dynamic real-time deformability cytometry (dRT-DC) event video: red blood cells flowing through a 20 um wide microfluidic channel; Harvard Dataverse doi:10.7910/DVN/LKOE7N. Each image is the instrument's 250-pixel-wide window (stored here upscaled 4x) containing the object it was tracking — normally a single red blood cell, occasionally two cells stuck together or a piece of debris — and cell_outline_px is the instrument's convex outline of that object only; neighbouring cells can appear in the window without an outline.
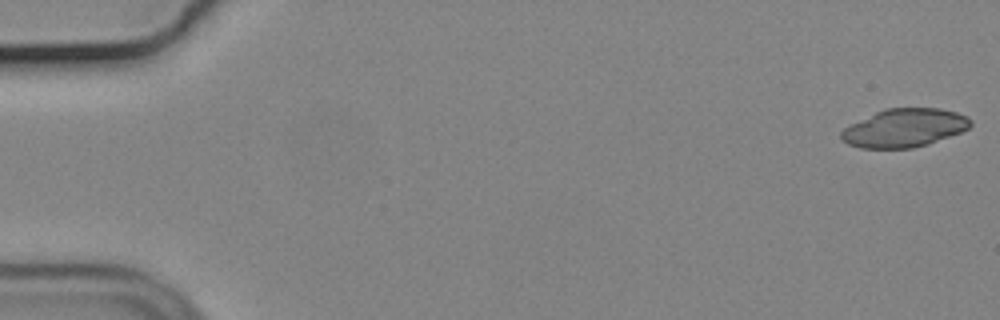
{"species": "common noctule bat (a hibernating species)", "species_latin": "Nyctalus noctula", "temperature_condition": "cold", "stored_images_in_passage": 27, "camera_frame_rate_fps": 3000, "um_per_image_px": 0.085, "animal": {"sex": "male", "body_mass_g": 19.2, "forearm_length_mm": 51.8}, "frame": {"image": 1, "passage_image": 1, "time_ms": 0.0, "image_size_px": [1000, 320], "cell_outline_px": [[972, 124], [968, 128], [960, 132], [928, 144], [912, 148], [860, 148], [848, 144], [840, 136], [840, 132], [844, 128], [884, 108], [940, 108], [956, 112], [968, 116], [972, 120]], "centroid_in_image_um": [76.89, 10.87], "position_along_channel_um": 8.1, "area_um2": 28.73}}